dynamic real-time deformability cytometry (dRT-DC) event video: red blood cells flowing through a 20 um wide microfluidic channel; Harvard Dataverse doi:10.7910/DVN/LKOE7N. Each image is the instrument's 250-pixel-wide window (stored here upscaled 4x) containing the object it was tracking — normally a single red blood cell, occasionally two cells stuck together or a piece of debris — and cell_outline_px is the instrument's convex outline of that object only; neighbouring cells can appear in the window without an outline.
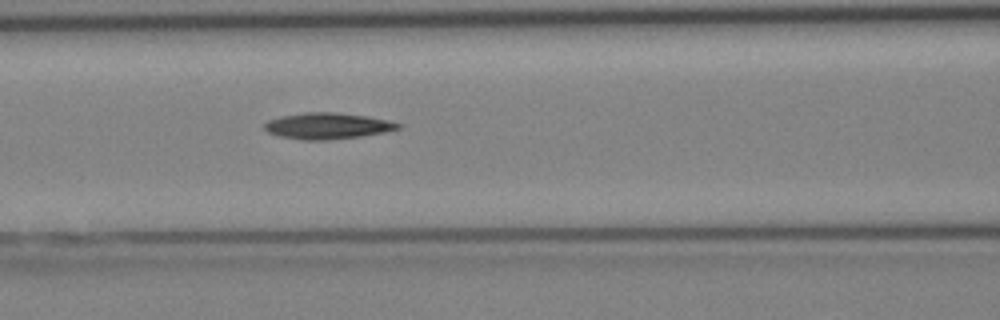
{"species": "Egyptian fruit bat (a non-hibernating species)", "species_latin": "Rousettus aegyptiacus", "temperature_condition": "cold", "stored_images_in_passage": 3, "camera_frame_rate_fps": 3000, "um_per_image_px": 0.085, "animal": {"sex": "female"}, "frame": {"image": 1, "passage_image": 3, "time_ms": 2.333, "image_size_px": [1000, 320], "cell_outline_px": [[400, 128], [384, 132], [360, 136], [328, 140], [304, 140], [280, 136], [268, 132], [264, 128], [264, 124], [268, 120], [280, 116], [304, 112], [336, 112], [368, 116], [388, 120], [400, 124]], "centroid_in_image_um": [27.81, 10.69], "position_along_channel_um": 138.8, "area_um2": 20.35}}